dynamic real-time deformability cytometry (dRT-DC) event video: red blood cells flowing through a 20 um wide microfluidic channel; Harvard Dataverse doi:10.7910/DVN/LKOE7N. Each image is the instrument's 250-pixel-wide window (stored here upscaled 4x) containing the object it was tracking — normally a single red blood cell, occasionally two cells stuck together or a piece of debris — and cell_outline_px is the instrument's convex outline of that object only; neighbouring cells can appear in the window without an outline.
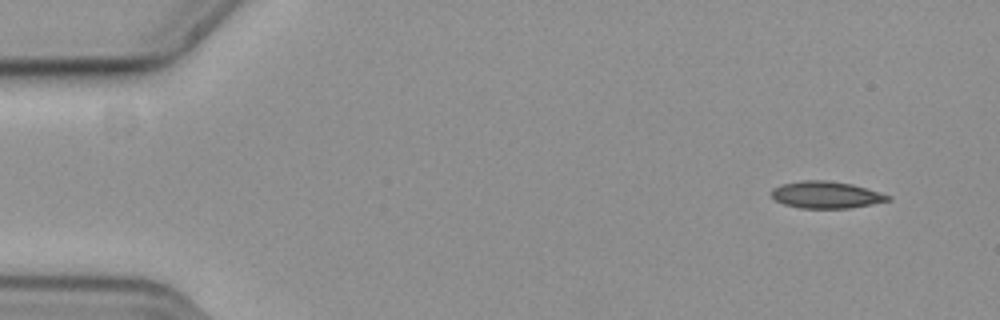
{"species": "common noctule bat (a hibernating species)", "species_latin": "Nyctalus noctula", "temperature_condition": "cold", "stored_images_in_passage": 35, "camera_frame_rate_fps": 3000, "um_per_image_px": 0.085, "animal": {"sex": "female", "body_mass_g": 19.3, "forearm_length_mm": 54.1}, "frame": {"image": 1, "passage_image": 1, "time_ms": 0.0, "image_size_px": [1000, 320], "cell_outline_px": [[892, 200], [872, 204], [848, 208], [800, 208], [784, 204], [776, 200], [772, 196], [772, 188], [780, 184], [804, 180], [824, 180], [852, 184], [892, 196]], "centroid_in_image_um": [70.22, 16.56], "position_along_channel_um": 14.8, "area_um2": 18.21}}
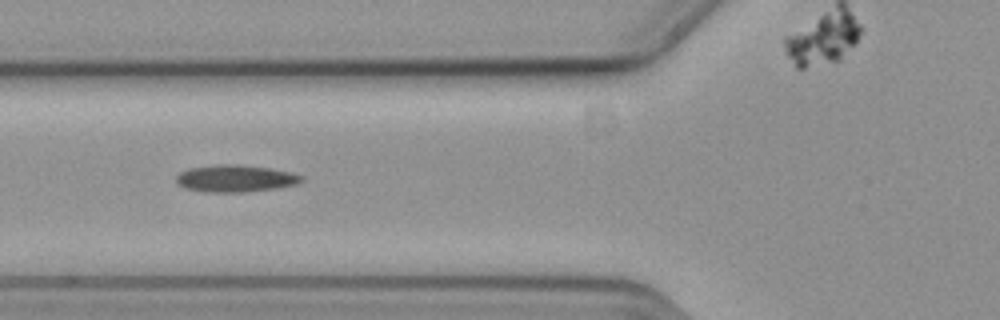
{"frame": {"image": 2, "passage_image": 18, "time_ms": 5.667, "image_size_px": [1000, 320], "cell_outline_px": [[304, 180], [296, 184], [276, 188], [244, 192], [204, 192], [184, 188], [176, 184], [176, 176], [180, 172], [188, 168], [216, 164], [240, 164], [268, 168], [288, 172], [304, 176]], "centroid_in_image_um": [19.95, 15.17], "position_along_channel_um": 105.8, "area_um2": 19.88}}
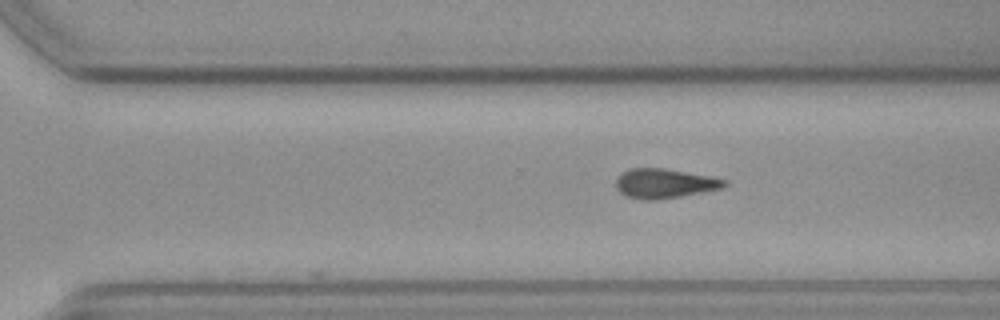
{"frame": {"image": 3, "passage_image": 35, "time_ms": 11.333, "image_size_px": [1000, 320], "cell_outline_px": [[728, 184], [720, 188], [680, 196], [656, 200], [640, 200], [628, 196], [620, 192], [616, 188], [616, 176], [620, 172], [628, 168], [664, 168], [708, 176], [728, 180]], "centroid_in_image_um": [56.41, 15.58], "position_along_channel_um": 314.2, "area_um2": 18.61}}